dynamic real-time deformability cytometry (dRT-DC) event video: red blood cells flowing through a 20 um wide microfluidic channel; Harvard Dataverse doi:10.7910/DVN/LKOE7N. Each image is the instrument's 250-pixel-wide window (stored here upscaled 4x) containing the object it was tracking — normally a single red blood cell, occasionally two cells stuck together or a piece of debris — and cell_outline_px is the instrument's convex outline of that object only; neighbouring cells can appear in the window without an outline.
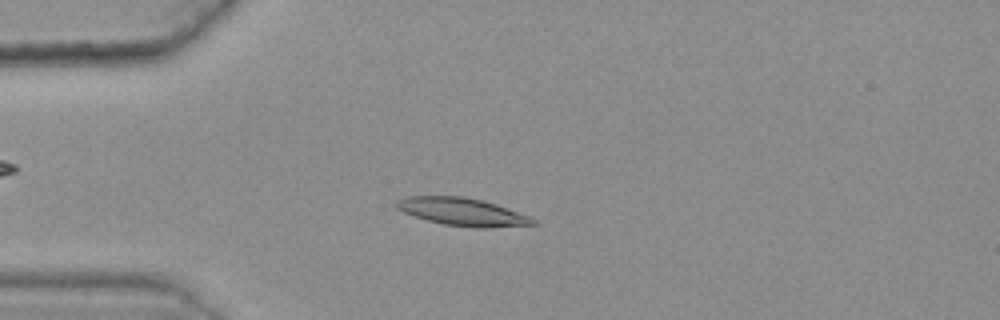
{"species": "common noctule bat (a hibernating species)", "species_latin": "Nyctalus noctula", "temperature_condition": "warm", "stored_images_in_passage": 41, "camera_frame_rate_fps": 3000, "um_per_image_px": 0.085, "animal": {"sex": "female", "body_mass_g": 25.1}, "frame": {"image": 1, "passage_image": 11, "time_ms": 3.333, "image_size_px": [1000, 320], "cell_outline_px": [[536, 224], [488, 228], [476, 228], [444, 224], [412, 216], [396, 208], [392, 204], [396, 200], [408, 196], [464, 196], [496, 204], [528, 216], [536, 220]], "centroid_in_image_um": [39.24, 18.0], "position_along_channel_um": 45.8, "area_um2": 22.02}}
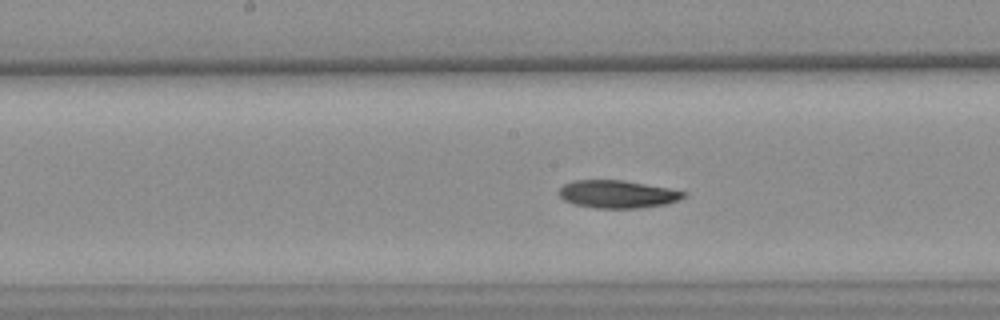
{"frame": {"image": 2, "passage_image": 25, "time_ms": 8.0, "image_size_px": [1000, 320], "cell_outline_px": [[688, 192], [680, 200], [668, 204], [640, 208], [596, 208], [576, 204], [564, 200], [556, 192], [564, 184], [572, 180], [624, 180], [668, 188]], "centroid_in_image_um": [52.49, 16.5], "position_along_channel_um": 195.7, "area_um2": 20.29}}
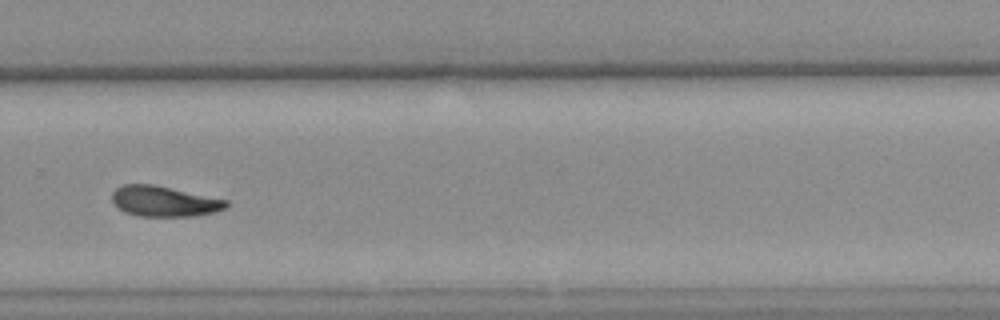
{"frame": {"image": 3, "passage_image": 35, "time_ms": 11.333, "image_size_px": [1000, 320], "cell_outline_px": [[228, 208], [216, 212], [196, 216], [140, 216], [124, 212], [112, 200], [112, 192], [116, 188], [124, 184], [152, 184], [228, 200]], "centroid_in_image_um": [13.98, 17.12], "position_along_channel_um": 315.8, "area_um2": 20.23}, "authors_computed_cell_mechanics": {"area_um2": 20.808, "velocity_mm_per_s": 3.611, "shape_relaxation_time_tau1_ms": null, "shape_relaxation_time_tau2_ms": 5.8726, "deformation_change_tau1": null, "deformation_change_tau2": 0.1136}}